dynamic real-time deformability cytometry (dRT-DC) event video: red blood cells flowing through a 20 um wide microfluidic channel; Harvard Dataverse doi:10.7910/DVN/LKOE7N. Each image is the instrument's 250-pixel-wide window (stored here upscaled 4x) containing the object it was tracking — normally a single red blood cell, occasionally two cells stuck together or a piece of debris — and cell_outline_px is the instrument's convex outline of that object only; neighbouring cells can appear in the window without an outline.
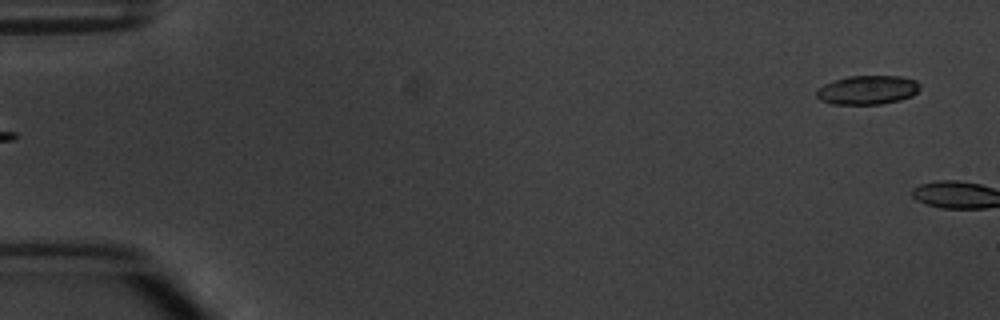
{"species": "common noctule bat (a hibernating species)", "species_latin": "Nyctalus noctula", "temperature_condition": "warm", "stored_images_in_passage": 5, "segment_of_instrument_passage": [2, 2], "camera_frame_rate_fps": 3000, "um_per_image_px": 0.085, "animal": {"sex": "male", "body_mass_g": 20.1, "forearm_length_mm": 53.5}, "frame": {"image": 1, "passage_image": 5, "time_ms": 4.667, "image_size_px": [1000, 320], "cell_outline_px": [[920, 88], [912, 96], [900, 100], [880, 104], [832, 104], [820, 100], [816, 96], [816, 88], [824, 84], [848, 76], [900, 76], [916, 80], [920, 84]], "centroid_in_image_um": [73.73, 7.65], "position_along_channel_um": 11.3, "area_um2": 17.51}}